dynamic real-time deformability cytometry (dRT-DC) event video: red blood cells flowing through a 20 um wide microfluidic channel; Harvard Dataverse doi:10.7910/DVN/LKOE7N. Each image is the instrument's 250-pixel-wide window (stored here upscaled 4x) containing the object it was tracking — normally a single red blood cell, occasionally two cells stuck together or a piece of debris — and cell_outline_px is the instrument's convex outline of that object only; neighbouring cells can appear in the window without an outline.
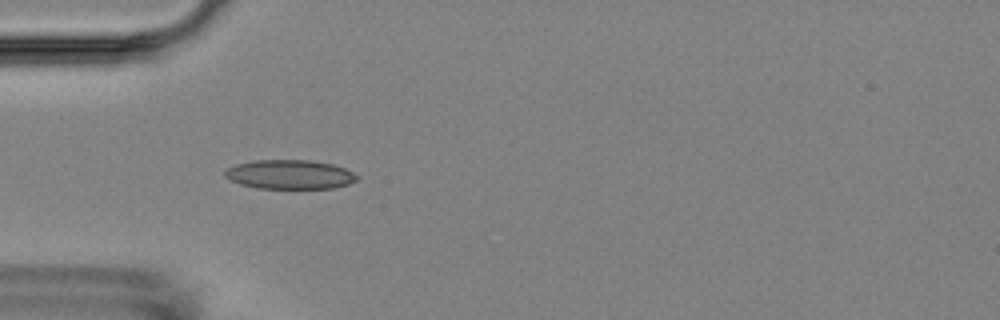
{"species": "Egyptian fruit bat (a non-hibernating species)", "species_latin": "Rousettus aegyptiacus", "temperature_condition": "room temperature", "stored_images_in_passage": 14, "camera_frame_rate_fps": 3000, "um_per_image_px": 0.085, "animal": {"sex": "female"}, "frame": {"image": 1, "passage_image": 4, "time_ms": 5.0, "image_size_px": [1000, 320], "cell_outline_px": [[360, 176], [356, 180], [348, 184], [336, 188], [256, 188], [240, 184], [224, 176], [224, 172], [228, 168], [236, 164], [256, 160], [308, 160], [332, 164], [344, 168]], "centroid_in_image_um": [24.64, 14.83], "position_along_channel_um": 60.4, "area_um2": 22.37}}
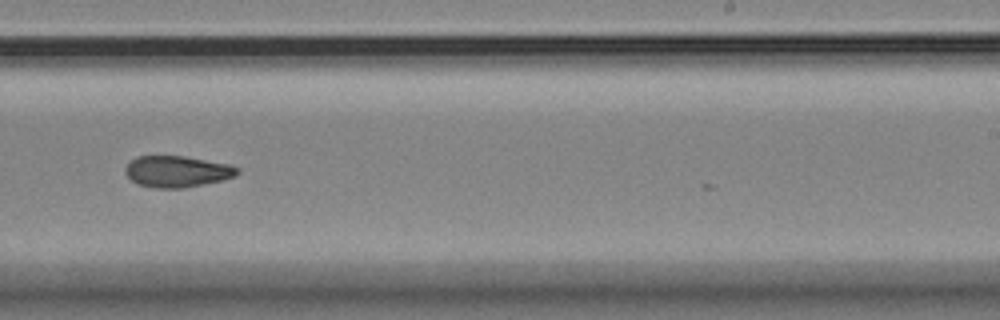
{"frame": {"image": 2, "passage_image": 9, "time_ms": 11.0, "image_size_px": [1000, 320], "cell_outline_px": [[240, 172], [236, 176], [224, 180], [184, 188], [152, 188], [136, 184], [124, 172], [124, 168], [136, 156], [184, 156], [228, 164], [240, 168]], "centroid_in_image_um": [15.06, 14.59], "position_along_channel_um": 273.9, "area_um2": 20.63}}
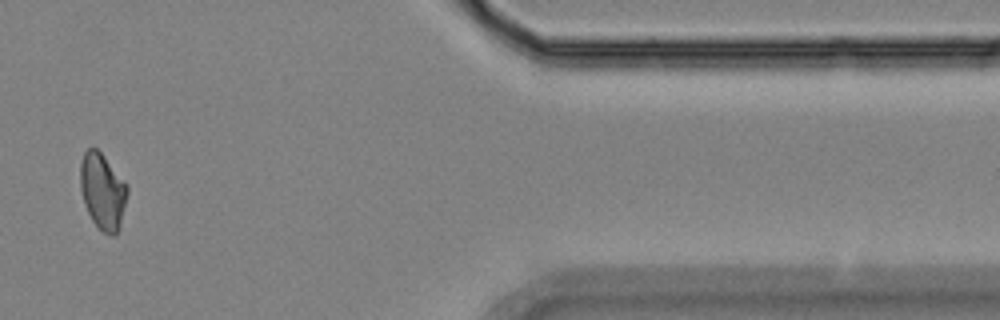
{"frame": {"image": 3, "passage_image": 13, "time_ms": 15.667, "image_size_px": [1000, 320], "cell_outline_px": [[128, 192], [120, 228], [116, 236], [112, 236], [100, 232], [92, 220], [84, 204], [80, 188], [80, 164], [84, 152], [88, 148], [96, 148], [104, 156], [128, 184]], "centroid_in_image_um": [8.73, 16.3], "position_along_channel_um": 402.7, "area_um2": 21.21}, "authors_computed_cell_mechanics": {"area_um2": 20.9525, "velocity_mm_per_s": 3.5982, "shape_relaxation_time_tau1_ms": 6.4004, "shape_relaxation_time_tau2_ms": 2.5679, "deformation_change_tau1": 0.1276, "deformation_change_tau2": 0.0769}}